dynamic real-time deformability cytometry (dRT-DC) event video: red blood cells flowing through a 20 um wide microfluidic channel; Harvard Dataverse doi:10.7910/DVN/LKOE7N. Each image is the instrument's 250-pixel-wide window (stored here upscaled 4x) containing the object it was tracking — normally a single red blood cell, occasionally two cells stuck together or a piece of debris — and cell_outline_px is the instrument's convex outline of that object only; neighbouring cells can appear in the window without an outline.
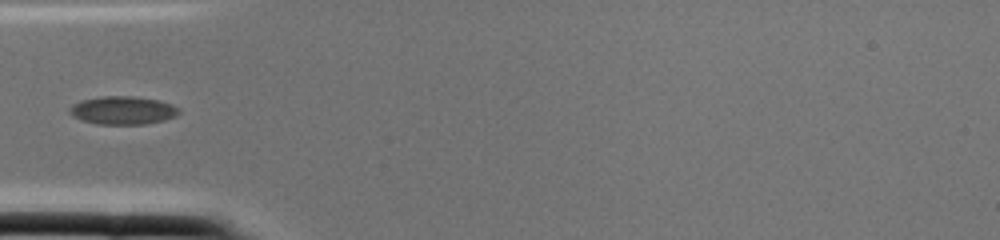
{"species": "common noctule bat (a hibernating species)", "species_latin": "Nyctalus noctula", "temperature_condition": "cold", "stored_images_in_passage": 1, "camera_frame_rate_fps": 3000, "um_per_image_px": 0.085, "animal": {"sex": "female", "body_mass_g": 22.0, "forearm_length_mm": 56.7}, "frame": {"image": 1, "passage_image": 1, "time_ms": 0.0, "image_size_px": [1000, 240], "cell_outline_px": [[180, 112], [176, 116], [164, 120], [144, 124], [96, 124], [80, 120], [72, 116], [68, 112], [68, 108], [72, 104], [80, 100], [100, 96], [132, 96], [160, 100], [172, 104], [180, 108]], "centroid_in_image_um": [10.41, 9.37], "position_along_channel_um": 74.6, "area_um2": 18.26}}